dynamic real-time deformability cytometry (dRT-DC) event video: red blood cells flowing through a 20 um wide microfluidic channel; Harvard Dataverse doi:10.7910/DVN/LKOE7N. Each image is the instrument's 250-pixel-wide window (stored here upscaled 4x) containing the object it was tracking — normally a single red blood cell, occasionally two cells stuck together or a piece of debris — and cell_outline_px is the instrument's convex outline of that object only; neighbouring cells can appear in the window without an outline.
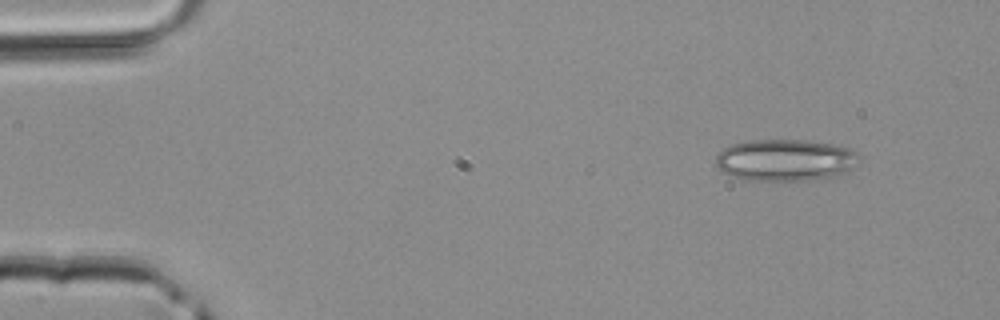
{"species": "common noctule bat (a hibernating species)", "species_latin": "Nyctalus noctula", "temperature_condition": "room temperature", "stored_images_in_passage": 2, "camera_frame_rate_fps": 3000, "um_per_image_px": 0.085, "animal": {"sex": "male", "body_mass_g": 20.4}, "frame": {"image": 1, "passage_image": 1, "time_ms": 0.0, "image_size_px": [1000, 320], "cell_outline_px": [[860, 160], [848, 172], [836, 176], [812, 180], [748, 180], [728, 176], [716, 164], [716, 156], [724, 148], [732, 144], [744, 140], [804, 140], [832, 144], [848, 148], [856, 152], [860, 156]], "centroid_in_image_um": [66.77, 13.61], "position_along_channel_um": 18.2, "area_um2": 35.08}}